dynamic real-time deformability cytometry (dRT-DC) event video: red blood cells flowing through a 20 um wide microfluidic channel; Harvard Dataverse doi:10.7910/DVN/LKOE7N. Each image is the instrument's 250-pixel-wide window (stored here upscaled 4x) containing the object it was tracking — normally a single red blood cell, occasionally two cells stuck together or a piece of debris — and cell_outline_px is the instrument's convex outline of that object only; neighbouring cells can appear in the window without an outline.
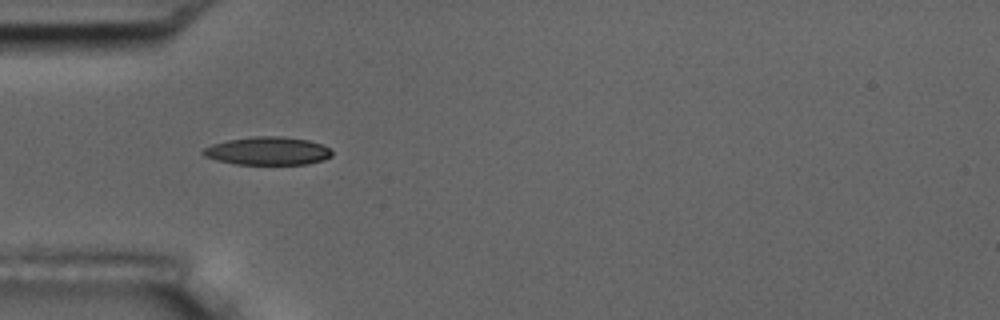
{"species": "common noctule bat (a hibernating species)", "species_latin": "Nyctalus noctula", "temperature_condition": "room temperature", "stored_images_in_passage": 7, "camera_frame_rate_fps": 3000, "um_per_image_px": 0.085, "animal": {"sex": "male", "body_mass_g": 17.5, "forearm_length_mm": 52.3}, "frame": {"image": 1, "passage_image": 1, "time_ms": 0.0, "image_size_px": [1000, 320], "cell_outline_px": [[332, 156], [324, 160], [308, 164], [236, 164], [216, 160], [204, 156], [200, 152], [204, 148], [212, 144], [228, 140], [252, 136], [280, 136], [308, 140], [320, 144], [328, 148], [332, 152]], "centroid_in_image_um": [22.74, 12.83], "position_along_channel_um": 62.3, "area_um2": 21.1}}
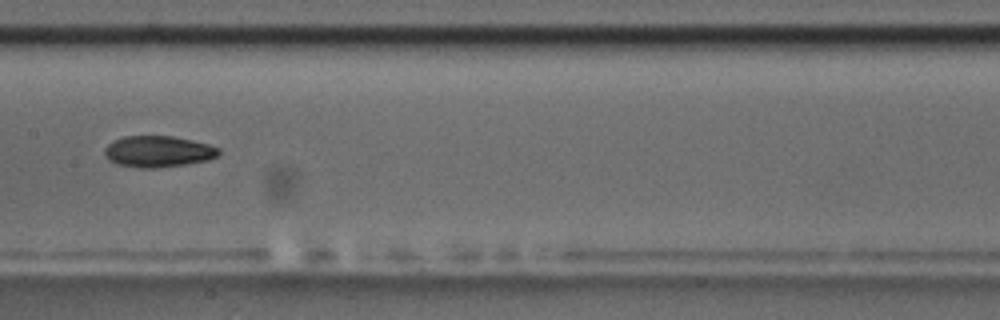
{"frame": {"image": 2, "passage_image": 4, "time_ms": 3.667, "image_size_px": [1000, 320], "cell_outline_px": [[220, 152], [216, 156], [208, 160], [184, 164], [156, 168], [140, 168], [116, 164], [108, 160], [104, 156], [104, 148], [112, 140], [124, 136], [172, 136], [192, 140], [208, 144], [220, 148]], "centroid_in_image_um": [13.39, 12.87], "position_along_channel_um": 194.0, "area_um2": 20.92}}
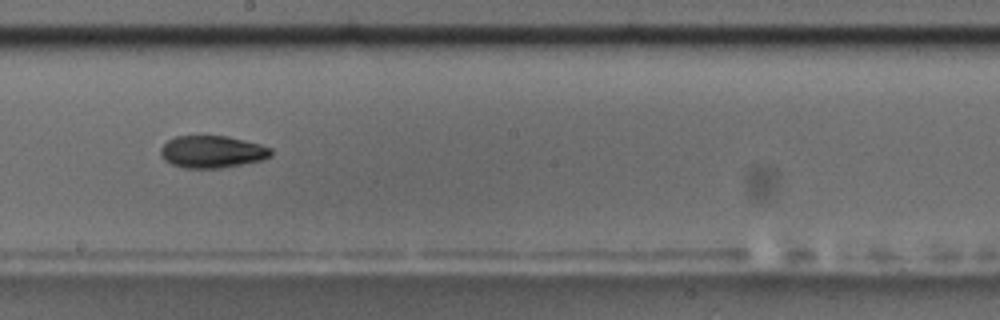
{"frame": {"image": 3, "passage_image": 5, "time_ms": 4.667, "image_size_px": [1000, 320], "cell_outline_px": [[272, 156], [260, 160], [220, 168], [184, 168], [172, 164], [164, 160], [160, 156], [160, 148], [168, 140], [176, 136], [228, 136], [260, 144], [272, 148]], "centroid_in_image_um": [18.01, 12.89], "position_along_channel_um": 230.2, "area_um2": 20.69}}